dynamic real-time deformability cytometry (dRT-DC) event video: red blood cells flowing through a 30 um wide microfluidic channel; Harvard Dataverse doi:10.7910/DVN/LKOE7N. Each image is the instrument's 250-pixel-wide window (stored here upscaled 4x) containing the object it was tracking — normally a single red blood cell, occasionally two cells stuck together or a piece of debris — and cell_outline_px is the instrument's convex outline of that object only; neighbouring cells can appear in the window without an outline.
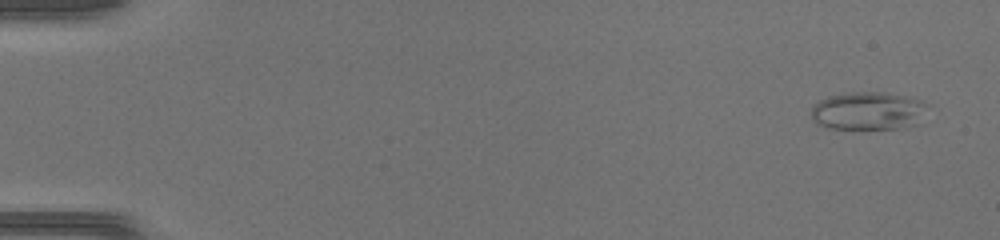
{"species": "common noctule bat (a hibernating species)", "species_latin": "Nyctalus noctula", "temperature_condition": "warm", "stored_images_in_passage": 49, "camera_frame_rate_fps": 3000, "um_per_image_px": 0.085, "animal": {"sex": "female", "body_mass_g": 17.0, "forearm_length_mm": 48.0}, "frame": {"image": 1, "passage_image": 1, "time_ms": 0.0, "image_size_px": [1000, 240], "cell_outline_px": [[928, 104], [920, 124], [896, 128], [828, 128], [816, 124], [812, 120], [812, 104], [828, 96], [844, 92], [884, 92], [920, 100]], "centroid_in_image_um": [73.77, 9.42], "position_along_channel_um": 11.2, "area_um2": 25.89}}
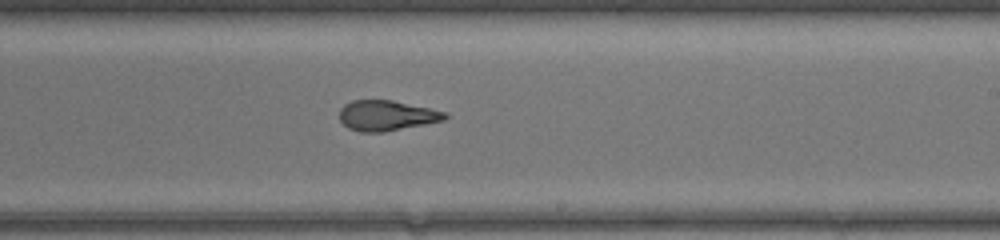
{"frame": {"image": 2, "passage_image": 30, "time_ms": 9.667, "image_size_px": [1000, 240], "cell_outline_px": [[448, 116], [444, 120], [384, 132], [360, 132], [348, 128], [340, 120], [340, 108], [344, 104], [352, 100], [392, 100], [448, 112]], "centroid_in_image_um": [32.85, 9.82], "position_along_channel_um": 256.1, "area_um2": 18.61}}
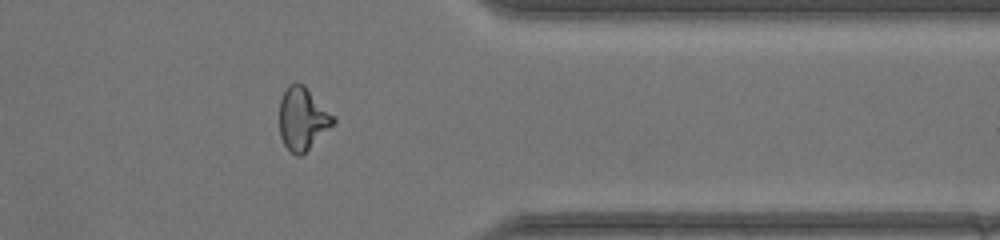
{"frame": {"image": 3, "passage_image": 40, "time_ms": 13.0, "image_size_px": [1000, 240], "cell_outline_px": [[336, 120], [300, 156], [296, 156], [284, 144], [280, 136], [280, 100], [288, 84], [304, 84], [336, 116]], "centroid_in_image_um": [25.72, 10.05], "position_along_channel_um": 385.7, "area_um2": 19.31}, "authors_computed_cell_mechanics": {"area_um2": 19.941, "velocity_mm_per_s": 4.1685, "shape_relaxation_time_tau1_ms": null, "shape_relaxation_time_tau2_ms": 1.4201, "deformation_change_tau1": null, "deformation_change_tau2": 0.0999}}